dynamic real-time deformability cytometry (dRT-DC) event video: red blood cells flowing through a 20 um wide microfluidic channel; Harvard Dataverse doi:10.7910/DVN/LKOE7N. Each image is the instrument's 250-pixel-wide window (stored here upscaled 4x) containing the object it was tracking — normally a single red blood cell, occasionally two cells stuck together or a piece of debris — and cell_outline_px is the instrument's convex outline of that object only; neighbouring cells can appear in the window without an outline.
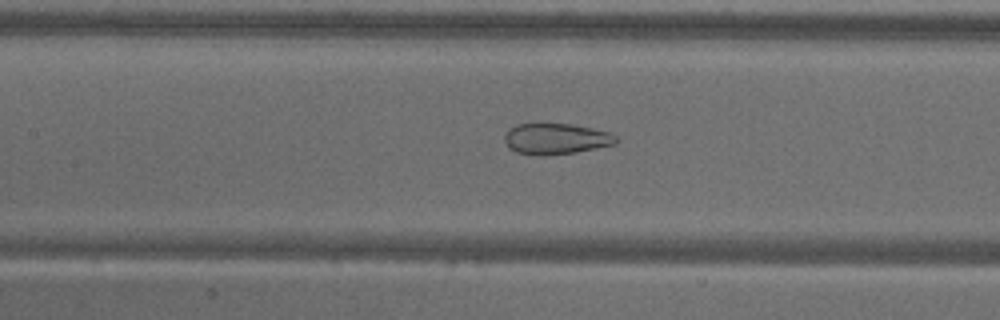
{"species": "common noctule bat (a hibernating species)", "species_latin": "Nyctalus noctula", "temperature_condition": "warm", "stored_images_in_passage": 55, "camera_frame_rate_fps": 3000, "um_per_image_px": 0.085, "animal": {"sex": "male", "body_mass_g": 18.8}, "frame": {"image": 1, "passage_image": 25, "time_ms": 8.0, "image_size_px": [1000, 320], "cell_outline_px": [[620, 140], [616, 144], [576, 152], [536, 156], [516, 152], [508, 148], [504, 140], [504, 136], [508, 128], [516, 124], [572, 124], [592, 128], [608, 132], [616, 136]], "centroid_in_image_um": [47.23, 11.8], "position_along_channel_um": 160.2, "area_um2": 20.23}}
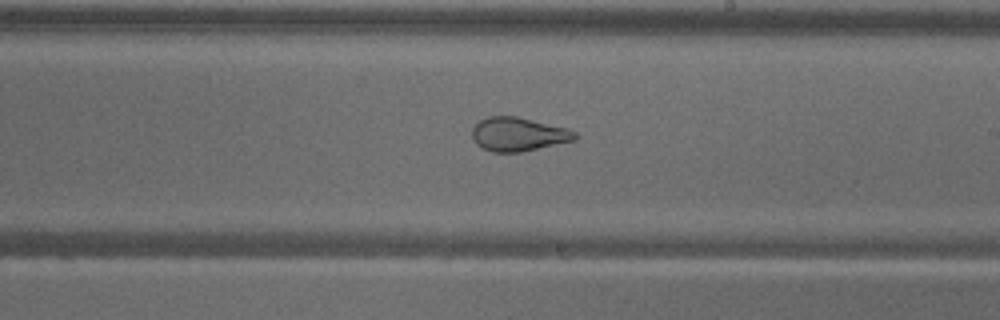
{"frame": {"image": 2, "passage_image": 32, "time_ms": 10.333, "image_size_px": [1000, 320], "cell_outline_px": [[576, 140], [520, 152], [492, 152], [480, 148], [476, 144], [472, 136], [472, 128], [480, 120], [488, 116], [516, 116], [568, 128], [576, 132]], "centroid_in_image_um": [44.04, 11.41], "position_along_channel_um": 245.0, "area_um2": 20.29}}
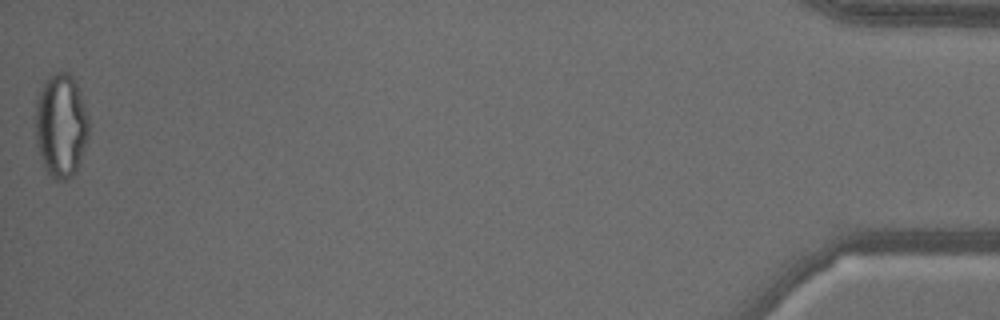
{"frame": {"image": 3, "passage_image": 55, "time_ms": 18.0, "image_size_px": [1000, 320], "cell_outline_px": [[88, 136], [76, 172], [72, 176], [64, 180], [56, 180], [44, 168], [36, 144], [36, 100], [44, 80], [48, 76], [56, 72], [68, 72], [72, 76], [80, 92], [88, 116]], "centroid_in_image_um": [5.17, 10.66], "position_along_channel_um": 430.0, "area_um2": 32.19}, "authors_computed_cell_mechanics": {"area_um2": 27.9752, "velocity_mm_per_s": 3.6468, "shape_relaxation_time_tau1_ms": null, "shape_relaxation_time_tau2_ms": 1.07, "deformation_change_tau1": null, "deformation_change_tau2": 0.0877}}